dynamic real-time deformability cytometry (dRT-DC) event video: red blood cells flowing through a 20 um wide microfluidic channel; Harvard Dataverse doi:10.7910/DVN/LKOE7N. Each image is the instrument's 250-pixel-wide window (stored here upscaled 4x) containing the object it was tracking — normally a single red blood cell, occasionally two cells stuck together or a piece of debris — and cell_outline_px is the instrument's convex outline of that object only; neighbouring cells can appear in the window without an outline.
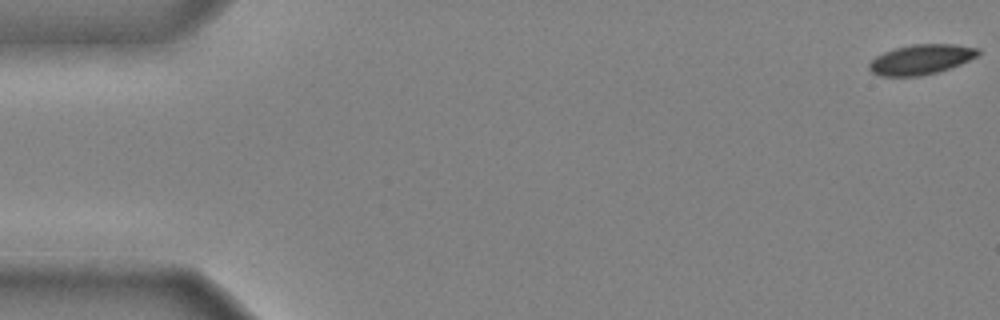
{"species": "common noctule bat (a hibernating species)", "species_latin": "Nyctalus noctula", "temperature_condition": "cold", "stored_images_in_passage": 45, "camera_frame_rate_fps": 3000, "um_per_image_px": 0.085, "animal": {"sex": "male", "body_mass_g": 20.4}, "frame": {"image": 1, "passage_image": 1, "time_ms": 0.0, "image_size_px": [1000, 320], "cell_outline_px": [[980, 52], [976, 56], [960, 64], [936, 72], [920, 76], [880, 76], [872, 72], [868, 68], [868, 64], [876, 56], [884, 52], [896, 48], [912, 44], [956, 44], [980, 48]], "centroid_in_image_um": [78.28, 5.04], "position_along_channel_um": 6.7, "area_um2": 18.9}}
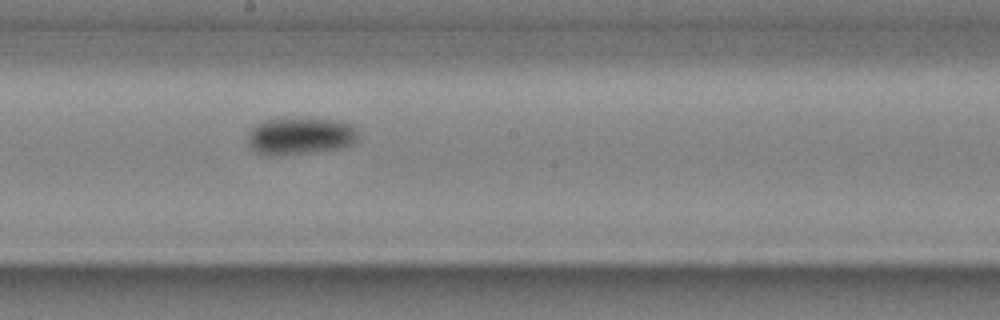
{"frame": {"image": 2, "passage_image": 28, "time_ms": 9.0, "image_size_px": [1000, 320], "cell_outline_px": [[360, 140], [352, 144], [340, 148], [312, 152], [276, 156], [268, 156], [256, 152], [248, 144], [248, 136], [252, 128], [256, 124], [264, 120], [296, 116], [308, 116], [340, 120], [352, 124], [356, 128]], "centroid_in_image_um": [25.56, 11.52], "position_along_channel_um": 222.6, "area_um2": 24.97}}
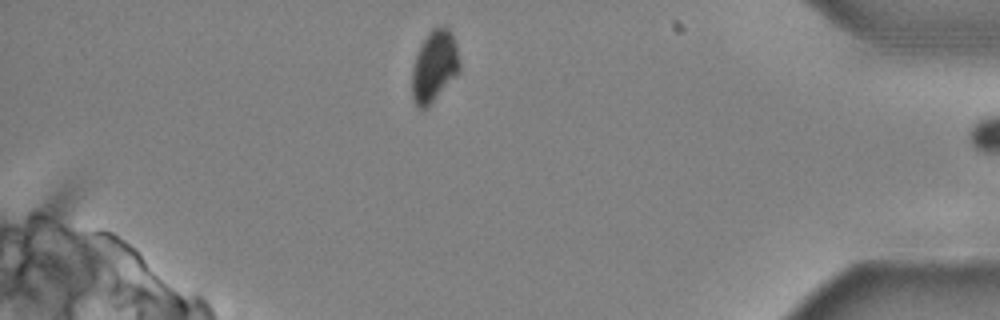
{"frame": {"image": 3, "passage_image": 44, "time_ms": 14.333, "image_size_px": [1000, 320], "cell_outline_px": [[460, 68], [456, 76], [424, 108], [420, 108], [412, 100], [412, 68], [416, 56], [428, 32], [432, 28], [444, 24], [452, 32], [456, 44], [460, 64]], "centroid_in_image_um": [36.93, 5.56], "position_along_channel_um": 398.3, "area_um2": 19.48}, "authors_computed_cell_mechanics": {"area_um2": 21.7328, "velocity_mm_per_s": 3.9425, "shape_relaxation_time_tau1_ms": 3.2492, "shape_relaxation_time_tau2_ms": null, "deformation_change_tau1": 0.1235, "deformation_change_tau2": null}}